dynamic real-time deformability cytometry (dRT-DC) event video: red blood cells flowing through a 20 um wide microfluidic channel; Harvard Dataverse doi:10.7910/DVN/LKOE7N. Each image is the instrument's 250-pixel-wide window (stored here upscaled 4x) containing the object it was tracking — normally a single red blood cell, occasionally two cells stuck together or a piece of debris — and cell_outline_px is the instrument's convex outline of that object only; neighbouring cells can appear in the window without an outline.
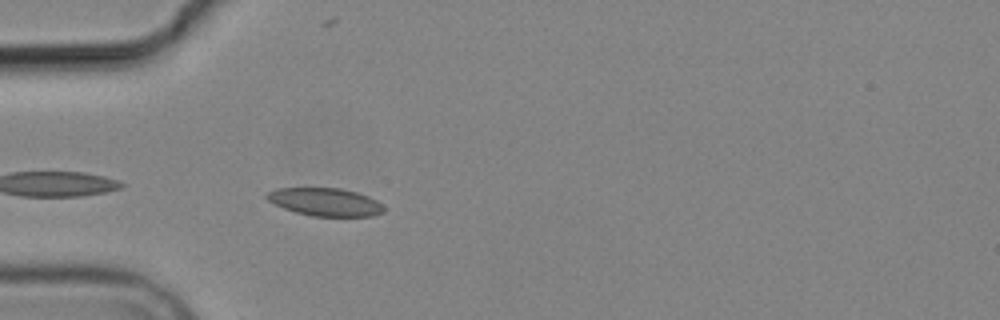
{"species": "common noctule bat (a hibernating species)", "species_latin": "Nyctalus noctula", "temperature_condition": "cold", "stored_images_in_passage": 5, "camera_frame_rate_fps": 3000, "um_per_image_px": 0.085, "animal": {"sex": "male", "body_mass_g": 19.2, "forearm_length_mm": 51.8}, "frame": {"image": 1, "passage_image": 5, "time_ms": 4.333, "image_size_px": [1000, 320], "cell_outline_px": [[384, 212], [372, 216], [312, 216], [296, 212], [284, 208], [268, 200], [264, 196], [268, 192], [276, 188], [340, 188], [356, 192], [368, 196], [376, 200], [384, 208]], "centroid_in_image_um": [27.64, 17.16], "position_along_channel_um": 57.4, "area_um2": 18.9}}